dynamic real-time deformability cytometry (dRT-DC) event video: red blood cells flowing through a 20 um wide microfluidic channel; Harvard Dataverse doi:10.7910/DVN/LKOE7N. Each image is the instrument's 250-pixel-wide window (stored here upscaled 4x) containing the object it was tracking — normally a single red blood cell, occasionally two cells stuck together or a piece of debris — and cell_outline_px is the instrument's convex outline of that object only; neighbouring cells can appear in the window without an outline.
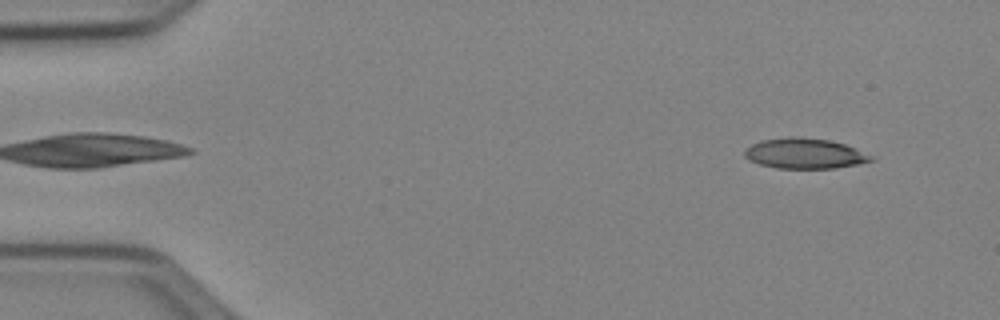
{"species": "Egyptian fruit bat (a non-hibernating species)", "species_latin": "Rousettus aegyptiacus", "temperature_condition": "cold", "stored_images_in_passage": 50, "camera_frame_rate_fps": 3000, "um_per_image_px": 0.085, "animal": {"sex": "female"}, "frame": {"image": 1, "passage_image": 3, "time_ms": 0.667, "image_size_px": [1000, 320], "cell_outline_px": [[876, 160], [836, 168], [776, 168], [760, 164], [748, 160], [744, 156], [744, 152], [752, 144], [760, 140], [788, 136], [800, 136], [828, 140], [844, 144], [876, 156]], "centroid_in_image_um": [68.42, 13.04], "position_along_channel_um": 16.6, "area_um2": 22.54}}
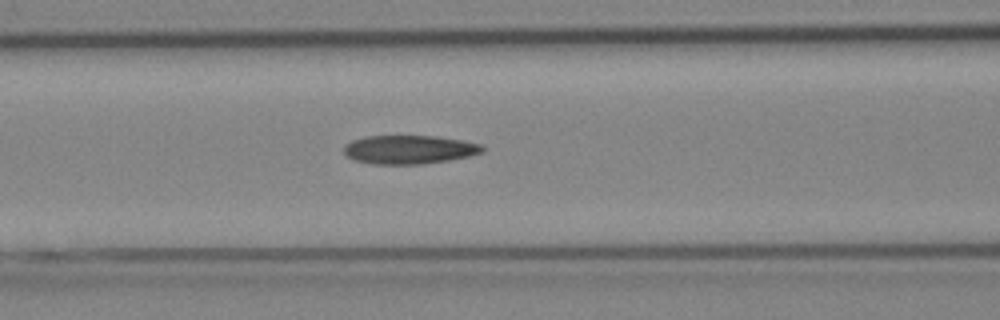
{"frame": {"image": 2, "passage_image": 20, "time_ms": 6.333, "image_size_px": [1000, 320], "cell_outline_px": [[484, 148], [480, 152], [468, 156], [448, 160], [420, 164], [372, 164], [352, 160], [344, 152], [344, 144], [352, 140], [368, 136], [436, 136], [460, 140], [480, 144]], "centroid_in_image_um": [34.71, 12.71], "position_along_channel_um": 131.9, "area_um2": 22.95}}
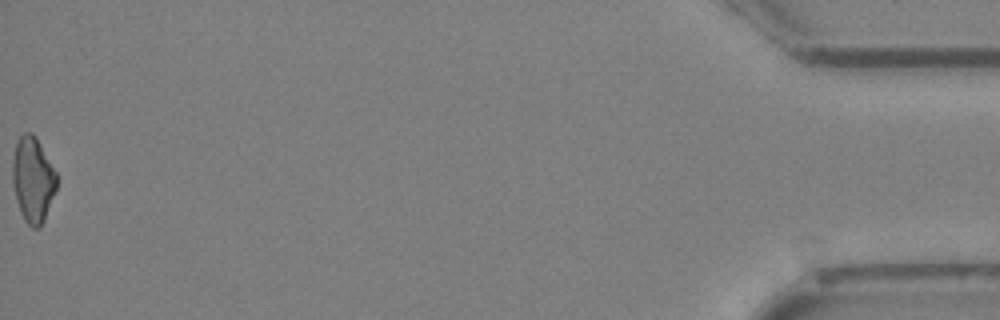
{"frame": {"image": 3, "passage_image": 50, "time_ms": 16.333, "image_size_px": [1000, 320], "cell_outline_px": [[56, 188], [44, 220], [36, 228], [32, 228], [24, 220], [20, 212], [16, 200], [12, 184], [12, 160], [16, 144], [20, 136], [24, 132], [32, 132], [36, 136], [56, 172]], "centroid_in_image_um": [2.77, 15.25], "position_along_channel_um": 432.4, "area_um2": 21.85}}